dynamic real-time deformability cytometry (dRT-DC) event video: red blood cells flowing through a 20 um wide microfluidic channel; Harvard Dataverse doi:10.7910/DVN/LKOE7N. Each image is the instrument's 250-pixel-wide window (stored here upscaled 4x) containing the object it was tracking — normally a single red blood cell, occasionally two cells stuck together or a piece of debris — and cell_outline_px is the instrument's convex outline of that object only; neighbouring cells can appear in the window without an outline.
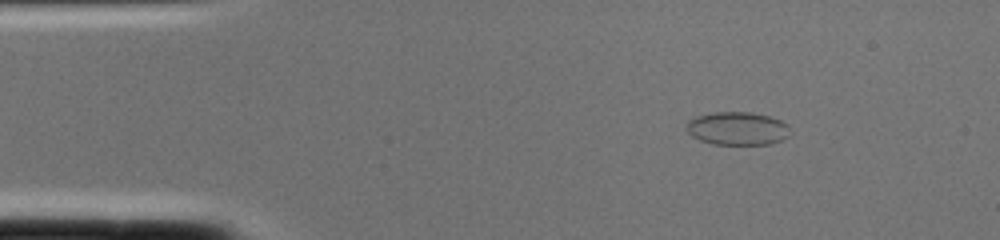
{"species": "common noctule bat (a hibernating species)", "species_latin": "Nyctalus noctula", "temperature_condition": "cold", "stored_images_in_passage": 1, "camera_frame_rate_fps": 3000, "um_per_image_px": 0.085, "animal": {"sex": "female", "body_mass_g": 22.0, "forearm_length_mm": 56.7}, "frame": {"image": 1, "passage_image": 1, "time_ms": 0.0, "image_size_px": [1000, 240], "cell_outline_px": [[792, 132], [788, 136], [780, 140], [768, 144], [712, 144], [700, 140], [692, 136], [684, 128], [688, 120], [696, 116], [712, 112], [752, 112], [768, 116], [780, 120], [788, 124]], "centroid_in_image_um": [62.67, 10.91], "position_along_channel_um": 22.3, "area_um2": 20.23}}